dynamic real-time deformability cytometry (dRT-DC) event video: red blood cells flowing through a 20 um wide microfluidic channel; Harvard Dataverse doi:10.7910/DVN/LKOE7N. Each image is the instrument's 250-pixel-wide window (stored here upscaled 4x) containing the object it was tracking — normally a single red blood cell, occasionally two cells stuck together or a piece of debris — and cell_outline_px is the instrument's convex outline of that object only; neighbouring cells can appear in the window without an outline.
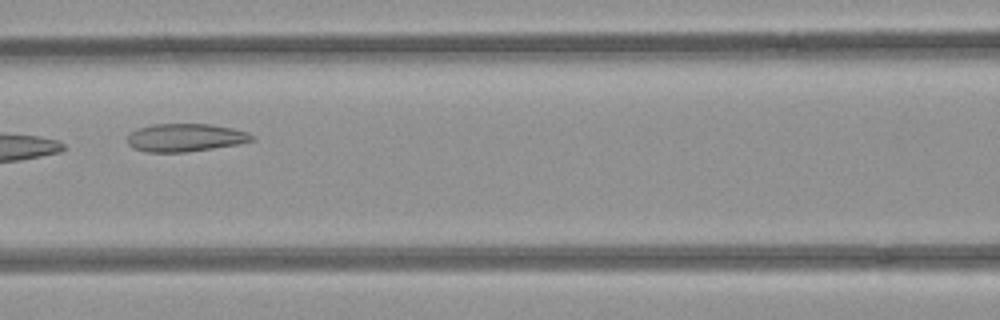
{"species": "common noctule bat (a hibernating species)", "species_latin": "Nyctalus noctula", "temperature_condition": "room temperature", "stored_images_in_passage": 5, "camera_frame_rate_fps": 3000, "um_per_image_px": 0.085, "animal": {"sex": "female", "body_mass_g": 21.9}, "frame": {"image": 1, "passage_image": 3, "time_ms": 0.667, "image_size_px": [1000, 320], "cell_outline_px": [[256, 140], [240, 144], [184, 152], [148, 152], [132, 148], [128, 144], [128, 136], [136, 128], [152, 124], [208, 124], [232, 128], [248, 132], [256, 136]], "centroid_in_image_um": [15.78, 11.69], "position_along_channel_um": 150.8, "area_um2": 20.4}}
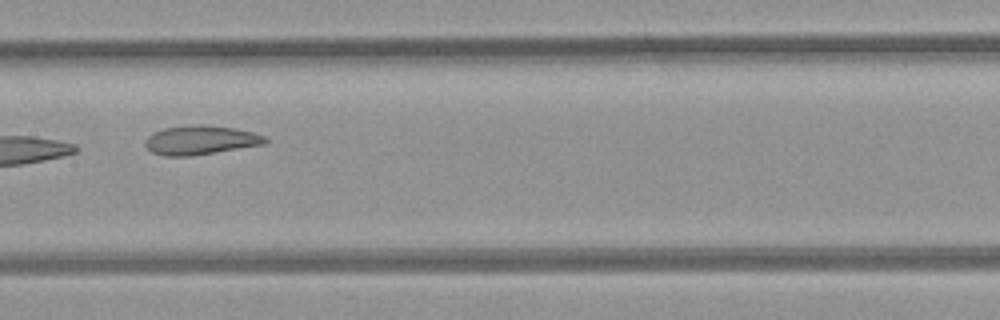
{"frame": {"image": 2, "passage_image": 4, "time_ms": 1.0, "image_size_px": [1000, 320], "cell_outline_px": [[268, 140], [264, 144], [192, 156], [164, 156], [152, 152], [144, 144], [144, 140], [148, 136], [164, 128], [192, 124], [204, 124], [232, 128], [252, 132], [264, 136]], "centroid_in_image_um": [17.01, 11.91], "position_along_channel_um": 190.4, "area_um2": 20.23}}
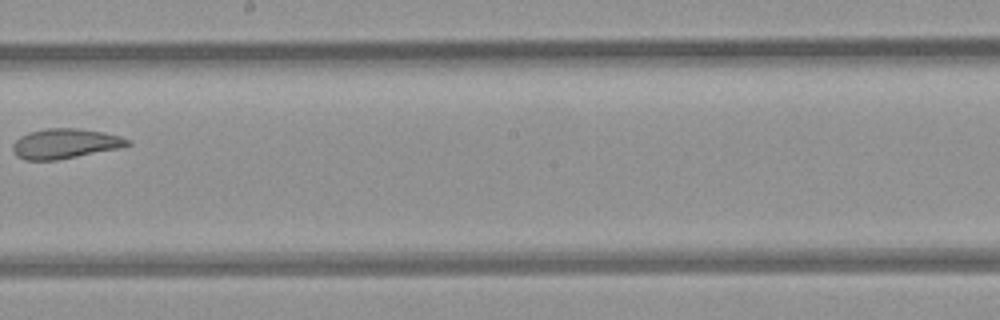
{"frame": {"image": 3, "passage_image": 5, "time_ms": 1.333, "image_size_px": [1000, 320], "cell_outline_px": [[132, 144], [120, 148], [56, 160], [24, 160], [16, 156], [12, 152], [12, 144], [20, 136], [28, 132], [48, 128], [80, 128], [104, 132], [120, 136], [132, 140]], "centroid_in_image_um": [5.53, 12.2], "position_along_channel_um": 242.7, "area_um2": 20.23}}